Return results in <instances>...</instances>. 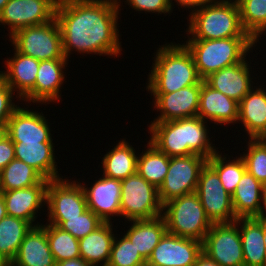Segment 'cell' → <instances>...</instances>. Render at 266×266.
I'll use <instances>...</instances> for the list:
<instances>
[{
	"label": "cell",
	"instance_id": "6da1fadb",
	"mask_svg": "<svg viewBox=\"0 0 266 266\" xmlns=\"http://www.w3.org/2000/svg\"><path fill=\"white\" fill-rule=\"evenodd\" d=\"M119 9V5L108 0H58L55 18L66 59L72 51L99 56L120 55Z\"/></svg>",
	"mask_w": 266,
	"mask_h": 266
},
{
	"label": "cell",
	"instance_id": "7a4b0ae2",
	"mask_svg": "<svg viewBox=\"0 0 266 266\" xmlns=\"http://www.w3.org/2000/svg\"><path fill=\"white\" fill-rule=\"evenodd\" d=\"M205 123L199 116L152 122L148 126L152 134L149 141L169 157L197 154L209 159L217 150L210 142Z\"/></svg>",
	"mask_w": 266,
	"mask_h": 266
},
{
	"label": "cell",
	"instance_id": "3957f363",
	"mask_svg": "<svg viewBox=\"0 0 266 266\" xmlns=\"http://www.w3.org/2000/svg\"><path fill=\"white\" fill-rule=\"evenodd\" d=\"M156 52L146 90L151 94H169L190 85L201 84L191 52L184 44H166Z\"/></svg>",
	"mask_w": 266,
	"mask_h": 266
},
{
	"label": "cell",
	"instance_id": "277c9868",
	"mask_svg": "<svg viewBox=\"0 0 266 266\" xmlns=\"http://www.w3.org/2000/svg\"><path fill=\"white\" fill-rule=\"evenodd\" d=\"M190 13L188 39L250 37L242 27L236 0H212Z\"/></svg>",
	"mask_w": 266,
	"mask_h": 266
},
{
	"label": "cell",
	"instance_id": "5b68a950",
	"mask_svg": "<svg viewBox=\"0 0 266 266\" xmlns=\"http://www.w3.org/2000/svg\"><path fill=\"white\" fill-rule=\"evenodd\" d=\"M183 44L191 52L198 74L204 80L213 72L242 62L256 42L251 37H232L188 39Z\"/></svg>",
	"mask_w": 266,
	"mask_h": 266
},
{
	"label": "cell",
	"instance_id": "8992f818",
	"mask_svg": "<svg viewBox=\"0 0 266 266\" xmlns=\"http://www.w3.org/2000/svg\"><path fill=\"white\" fill-rule=\"evenodd\" d=\"M167 232L203 242L213 223L196 192L174 198L162 206Z\"/></svg>",
	"mask_w": 266,
	"mask_h": 266
},
{
	"label": "cell",
	"instance_id": "52a82bcc",
	"mask_svg": "<svg viewBox=\"0 0 266 266\" xmlns=\"http://www.w3.org/2000/svg\"><path fill=\"white\" fill-rule=\"evenodd\" d=\"M9 38L14 50L38 61L66 59L56 18L46 24L21 28Z\"/></svg>",
	"mask_w": 266,
	"mask_h": 266
},
{
	"label": "cell",
	"instance_id": "ba28073f",
	"mask_svg": "<svg viewBox=\"0 0 266 266\" xmlns=\"http://www.w3.org/2000/svg\"><path fill=\"white\" fill-rule=\"evenodd\" d=\"M158 189L137 172L121 180V217L128 221L152 219L162 215Z\"/></svg>",
	"mask_w": 266,
	"mask_h": 266
},
{
	"label": "cell",
	"instance_id": "9c48e42d",
	"mask_svg": "<svg viewBox=\"0 0 266 266\" xmlns=\"http://www.w3.org/2000/svg\"><path fill=\"white\" fill-rule=\"evenodd\" d=\"M206 163L207 158L197 154L170 157L168 172L158 189L161 204L196 192L201 169Z\"/></svg>",
	"mask_w": 266,
	"mask_h": 266
},
{
	"label": "cell",
	"instance_id": "30bf717a",
	"mask_svg": "<svg viewBox=\"0 0 266 266\" xmlns=\"http://www.w3.org/2000/svg\"><path fill=\"white\" fill-rule=\"evenodd\" d=\"M196 193L212 223L236 221L232 196L225 190L219 175L208 163L201 169Z\"/></svg>",
	"mask_w": 266,
	"mask_h": 266
},
{
	"label": "cell",
	"instance_id": "8fae6325",
	"mask_svg": "<svg viewBox=\"0 0 266 266\" xmlns=\"http://www.w3.org/2000/svg\"><path fill=\"white\" fill-rule=\"evenodd\" d=\"M203 252L220 266H244L239 224L213 223L203 241Z\"/></svg>",
	"mask_w": 266,
	"mask_h": 266
},
{
	"label": "cell",
	"instance_id": "7c38bea8",
	"mask_svg": "<svg viewBox=\"0 0 266 266\" xmlns=\"http://www.w3.org/2000/svg\"><path fill=\"white\" fill-rule=\"evenodd\" d=\"M58 0H9L0 13V23L10 28L9 36L17 30L46 24L55 18Z\"/></svg>",
	"mask_w": 266,
	"mask_h": 266
},
{
	"label": "cell",
	"instance_id": "4fadbf2b",
	"mask_svg": "<svg viewBox=\"0 0 266 266\" xmlns=\"http://www.w3.org/2000/svg\"><path fill=\"white\" fill-rule=\"evenodd\" d=\"M46 204L49 218H74L88 209L80 181L62 178L49 180Z\"/></svg>",
	"mask_w": 266,
	"mask_h": 266
},
{
	"label": "cell",
	"instance_id": "5bb4252c",
	"mask_svg": "<svg viewBox=\"0 0 266 266\" xmlns=\"http://www.w3.org/2000/svg\"><path fill=\"white\" fill-rule=\"evenodd\" d=\"M203 242L166 232L146 261V266H193Z\"/></svg>",
	"mask_w": 266,
	"mask_h": 266
},
{
	"label": "cell",
	"instance_id": "9a60e30c",
	"mask_svg": "<svg viewBox=\"0 0 266 266\" xmlns=\"http://www.w3.org/2000/svg\"><path fill=\"white\" fill-rule=\"evenodd\" d=\"M201 84L190 85L169 94H151L154 108L160 111L153 122H166L198 115Z\"/></svg>",
	"mask_w": 266,
	"mask_h": 266
},
{
	"label": "cell",
	"instance_id": "2e32d148",
	"mask_svg": "<svg viewBox=\"0 0 266 266\" xmlns=\"http://www.w3.org/2000/svg\"><path fill=\"white\" fill-rule=\"evenodd\" d=\"M49 127L42 112L18 106L7 122L5 134L12 142L53 143Z\"/></svg>",
	"mask_w": 266,
	"mask_h": 266
},
{
	"label": "cell",
	"instance_id": "e0dca14e",
	"mask_svg": "<svg viewBox=\"0 0 266 266\" xmlns=\"http://www.w3.org/2000/svg\"><path fill=\"white\" fill-rule=\"evenodd\" d=\"M91 186L82 185L87 207L103 222H111V216H121V180L102 175Z\"/></svg>",
	"mask_w": 266,
	"mask_h": 266
},
{
	"label": "cell",
	"instance_id": "ac0fdd59",
	"mask_svg": "<svg viewBox=\"0 0 266 266\" xmlns=\"http://www.w3.org/2000/svg\"><path fill=\"white\" fill-rule=\"evenodd\" d=\"M67 59L40 61L34 88L22 99L26 102L48 103L59 100ZM60 94V95H59Z\"/></svg>",
	"mask_w": 266,
	"mask_h": 266
},
{
	"label": "cell",
	"instance_id": "d6986e66",
	"mask_svg": "<svg viewBox=\"0 0 266 266\" xmlns=\"http://www.w3.org/2000/svg\"><path fill=\"white\" fill-rule=\"evenodd\" d=\"M48 183L49 180L43 179L34 186L11 191H0L4 198L7 214L34 225L33 222L37 218L38 210L46 204Z\"/></svg>",
	"mask_w": 266,
	"mask_h": 266
},
{
	"label": "cell",
	"instance_id": "ffe728a7",
	"mask_svg": "<svg viewBox=\"0 0 266 266\" xmlns=\"http://www.w3.org/2000/svg\"><path fill=\"white\" fill-rule=\"evenodd\" d=\"M246 61L244 59L238 64L227 66L217 72H213L204 81L213 89L220 91L239 103L253 88L250 64Z\"/></svg>",
	"mask_w": 266,
	"mask_h": 266
},
{
	"label": "cell",
	"instance_id": "44dd1931",
	"mask_svg": "<svg viewBox=\"0 0 266 266\" xmlns=\"http://www.w3.org/2000/svg\"><path fill=\"white\" fill-rule=\"evenodd\" d=\"M11 266H56L47 238V225L33 226L22 241Z\"/></svg>",
	"mask_w": 266,
	"mask_h": 266
},
{
	"label": "cell",
	"instance_id": "7402d4cb",
	"mask_svg": "<svg viewBox=\"0 0 266 266\" xmlns=\"http://www.w3.org/2000/svg\"><path fill=\"white\" fill-rule=\"evenodd\" d=\"M238 105L235 100L213 89L204 80L201 83L198 115L214 124H230L238 121Z\"/></svg>",
	"mask_w": 266,
	"mask_h": 266
},
{
	"label": "cell",
	"instance_id": "603a6c76",
	"mask_svg": "<svg viewBox=\"0 0 266 266\" xmlns=\"http://www.w3.org/2000/svg\"><path fill=\"white\" fill-rule=\"evenodd\" d=\"M252 88L238 105V121L247 131L248 139L266 138V90Z\"/></svg>",
	"mask_w": 266,
	"mask_h": 266
},
{
	"label": "cell",
	"instance_id": "cb8c5ba5",
	"mask_svg": "<svg viewBox=\"0 0 266 266\" xmlns=\"http://www.w3.org/2000/svg\"><path fill=\"white\" fill-rule=\"evenodd\" d=\"M5 62L7 71H0V75L22 100L34 88L40 61L15 50L13 58Z\"/></svg>",
	"mask_w": 266,
	"mask_h": 266
},
{
	"label": "cell",
	"instance_id": "d4e9b609",
	"mask_svg": "<svg viewBox=\"0 0 266 266\" xmlns=\"http://www.w3.org/2000/svg\"><path fill=\"white\" fill-rule=\"evenodd\" d=\"M15 159L34 168L44 179L61 178L57 171L53 143L13 142Z\"/></svg>",
	"mask_w": 266,
	"mask_h": 266
},
{
	"label": "cell",
	"instance_id": "484cf974",
	"mask_svg": "<svg viewBox=\"0 0 266 266\" xmlns=\"http://www.w3.org/2000/svg\"><path fill=\"white\" fill-rule=\"evenodd\" d=\"M240 237L242 241V250L244 266H266V247L263 237V218H237Z\"/></svg>",
	"mask_w": 266,
	"mask_h": 266
},
{
	"label": "cell",
	"instance_id": "4316f807",
	"mask_svg": "<svg viewBox=\"0 0 266 266\" xmlns=\"http://www.w3.org/2000/svg\"><path fill=\"white\" fill-rule=\"evenodd\" d=\"M112 227V222H104L95 231L79 239L80 257L92 266H107L115 238Z\"/></svg>",
	"mask_w": 266,
	"mask_h": 266
},
{
	"label": "cell",
	"instance_id": "83f0119b",
	"mask_svg": "<svg viewBox=\"0 0 266 266\" xmlns=\"http://www.w3.org/2000/svg\"><path fill=\"white\" fill-rule=\"evenodd\" d=\"M133 221V222H132ZM132 226L124 234L147 261L160 239L167 232L163 216L152 219L131 220Z\"/></svg>",
	"mask_w": 266,
	"mask_h": 266
},
{
	"label": "cell",
	"instance_id": "f1b7e54d",
	"mask_svg": "<svg viewBox=\"0 0 266 266\" xmlns=\"http://www.w3.org/2000/svg\"><path fill=\"white\" fill-rule=\"evenodd\" d=\"M261 200L262 183L246 171L232 195L235 217H260Z\"/></svg>",
	"mask_w": 266,
	"mask_h": 266
},
{
	"label": "cell",
	"instance_id": "f546056e",
	"mask_svg": "<svg viewBox=\"0 0 266 266\" xmlns=\"http://www.w3.org/2000/svg\"><path fill=\"white\" fill-rule=\"evenodd\" d=\"M139 155L125 140L118 141L114 148L102 158L103 175L109 178L124 180L137 171Z\"/></svg>",
	"mask_w": 266,
	"mask_h": 266
},
{
	"label": "cell",
	"instance_id": "4dcf8cb0",
	"mask_svg": "<svg viewBox=\"0 0 266 266\" xmlns=\"http://www.w3.org/2000/svg\"><path fill=\"white\" fill-rule=\"evenodd\" d=\"M142 155H138L137 173L157 189L163 184L169 168L170 157L150 141Z\"/></svg>",
	"mask_w": 266,
	"mask_h": 266
},
{
	"label": "cell",
	"instance_id": "1f68e13d",
	"mask_svg": "<svg viewBox=\"0 0 266 266\" xmlns=\"http://www.w3.org/2000/svg\"><path fill=\"white\" fill-rule=\"evenodd\" d=\"M38 225L41 224L32 225L23 219L5 216L0 221V252L12 262L26 234Z\"/></svg>",
	"mask_w": 266,
	"mask_h": 266
},
{
	"label": "cell",
	"instance_id": "d6a6232c",
	"mask_svg": "<svg viewBox=\"0 0 266 266\" xmlns=\"http://www.w3.org/2000/svg\"><path fill=\"white\" fill-rule=\"evenodd\" d=\"M44 178L30 165L13 159L0 171V191H11L39 184Z\"/></svg>",
	"mask_w": 266,
	"mask_h": 266
},
{
	"label": "cell",
	"instance_id": "836d02e7",
	"mask_svg": "<svg viewBox=\"0 0 266 266\" xmlns=\"http://www.w3.org/2000/svg\"><path fill=\"white\" fill-rule=\"evenodd\" d=\"M236 1L243 29L257 43L260 35L266 34V0Z\"/></svg>",
	"mask_w": 266,
	"mask_h": 266
},
{
	"label": "cell",
	"instance_id": "e575fe53",
	"mask_svg": "<svg viewBox=\"0 0 266 266\" xmlns=\"http://www.w3.org/2000/svg\"><path fill=\"white\" fill-rule=\"evenodd\" d=\"M226 159L227 157H225V155L222 157V155L216 151L207 159V163L217 172L221 184L232 196L242 175L246 172V166L241 156L231 161L230 159Z\"/></svg>",
	"mask_w": 266,
	"mask_h": 266
},
{
	"label": "cell",
	"instance_id": "d590c367",
	"mask_svg": "<svg viewBox=\"0 0 266 266\" xmlns=\"http://www.w3.org/2000/svg\"><path fill=\"white\" fill-rule=\"evenodd\" d=\"M47 238L56 263L80 257L79 240L69 232L47 224Z\"/></svg>",
	"mask_w": 266,
	"mask_h": 266
},
{
	"label": "cell",
	"instance_id": "8d00e7d4",
	"mask_svg": "<svg viewBox=\"0 0 266 266\" xmlns=\"http://www.w3.org/2000/svg\"><path fill=\"white\" fill-rule=\"evenodd\" d=\"M49 224L58 226L63 231L69 232L76 239H81L95 231L104 222L87 209L84 213L74 218H48Z\"/></svg>",
	"mask_w": 266,
	"mask_h": 266
},
{
	"label": "cell",
	"instance_id": "74e56055",
	"mask_svg": "<svg viewBox=\"0 0 266 266\" xmlns=\"http://www.w3.org/2000/svg\"><path fill=\"white\" fill-rule=\"evenodd\" d=\"M247 146V153L241 156L246 171L263 184L266 182V139H249Z\"/></svg>",
	"mask_w": 266,
	"mask_h": 266
},
{
	"label": "cell",
	"instance_id": "f35d334b",
	"mask_svg": "<svg viewBox=\"0 0 266 266\" xmlns=\"http://www.w3.org/2000/svg\"><path fill=\"white\" fill-rule=\"evenodd\" d=\"M114 238L107 266H146V260L140 255L134 244L124 235Z\"/></svg>",
	"mask_w": 266,
	"mask_h": 266
},
{
	"label": "cell",
	"instance_id": "ab89813d",
	"mask_svg": "<svg viewBox=\"0 0 266 266\" xmlns=\"http://www.w3.org/2000/svg\"><path fill=\"white\" fill-rule=\"evenodd\" d=\"M13 90L5 83L0 75V126H6L14 110L18 107L13 100Z\"/></svg>",
	"mask_w": 266,
	"mask_h": 266
},
{
	"label": "cell",
	"instance_id": "60d3db41",
	"mask_svg": "<svg viewBox=\"0 0 266 266\" xmlns=\"http://www.w3.org/2000/svg\"><path fill=\"white\" fill-rule=\"evenodd\" d=\"M128 5L136 11H146L149 13L169 14L171 11L168 0H126Z\"/></svg>",
	"mask_w": 266,
	"mask_h": 266
},
{
	"label": "cell",
	"instance_id": "b9f144b4",
	"mask_svg": "<svg viewBox=\"0 0 266 266\" xmlns=\"http://www.w3.org/2000/svg\"><path fill=\"white\" fill-rule=\"evenodd\" d=\"M13 159H15L14 143L4 134L0 138V171Z\"/></svg>",
	"mask_w": 266,
	"mask_h": 266
},
{
	"label": "cell",
	"instance_id": "7bdbcfd3",
	"mask_svg": "<svg viewBox=\"0 0 266 266\" xmlns=\"http://www.w3.org/2000/svg\"><path fill=\"white\" fill-rule=\"evenodd\" d=\"M174 1L177 3L178 6H181V8L183 6L186 9L188 8V10L190 8L192 11V8L194 7L193 11H192V12H194V11L200 9L202 6L206 5L207 3L211 2L212 0H174ZM168 2L170 5V8L172 10L173 9L172 4L174 2H172V0H168Z\"/></svg>",
	"mask_w": 266,
	"mask_h": 266
},
{
	"label": "cell",
	"instance_id": "ee69618b",
	"mask_svg": "<svg viewBox=\"0 0 266 266\" xmlns=\"http://www.w3.org/2000/svg\"><path fill=\"white\" fill-rule=\"evenodd\" d=\"M193 266H220V265L202 251V253L198 256L196 263Z\"/></svg>",
	"mask_w": 266,
	"mask_h": 266
},
{
	"label": "cell",
	"instance_id": "f6af8a7d",
	"mask_svg": "<svg viewBox=\"0 0 266 266\" xmlns=\"http://www.w3.org/2000/svg\"><path fill=\"white\" fill-rule=\"evenodd\" d=\"M56 266H92L90 263H87L84 259L81 257L70 259V260H64L61 262L56 263Z\"/></svg>",
	"mask_w": 266,
	"mask_h": 266
},
{
	"label": "cell",
	"instance_id": "bcb514c9",
	"mask_svg": "<svg viewBox=\"0 0 266 266\" xmlns=\"http://www.w3.org/2000/svg\"><path fill=\"white\" fill-rule=\"evenodd\" d=\"M260 208V217L266 218V182L262 184V200Z\"/></svg>",
	"mask_w": 266,
	"mask_h": 266
},
{
	"label": "cell",
	"instance_id": "7dc6e473",
	"mask_svg": "<svg viewBox=\"0 0 266 266\" xmlns=\"http://www.w3.org/2000/svg\"><path fill=\"white\" fill-rule=\"evenodd\" d=\"M7 209L5 207L4 198L2 193L0 192V221L7 216Z\"/></svg>",
	"mask_w": 266,
	"mask_h": 266
},
{
	"label": "cell",
	"instance_id": "c3c4849f",
	"mask_svg": "<svg viewBox=\"0 0 266 266\" xmlns=\"http://www.w3.org/2000/svg\"><path fill=\"white\" fill-rule=\"evenodd\" d=\"M0 266H11V261L0 252Z\"/></svg>",
	"mask_w": 266,
	"mask_h": 266
},
{
	"label": "cell",
	"instance_id": "681fc988",
	"mask_svg": "<svg viewBox=\"0 0 266 266\" xmlns=\"http://www.w3.org/2000/svg\"><path fill=\"white\" fill-rule=\"evenodd\" d=\"M263 237H264V244L266 247V218H263Z\"/></svg>",
	"mask_w": 266,
	"mask_h": 266
},
{
	"label": "cell",
	"instance_id": "f907efd6",
	"mask_svg": "<svg viewBox=\"0 0 266 266\" xmlns=\"http://www.w3.org/2000/svg\"><path fill=\"white\" fill-rule=\"evenodd\" d=\"M9 0H0V13L5 7V5L8 3Z\"/></svg>",
	"mask_w": 266,
	"mask_h": 266
},
{
	"label": "cell",
	"instance_id": "816d5d0a",
	"mask_svg": "<svg viewBox=\"0 0 266 266\" xmlns=\"http://www.w3.org/2000/svg\"><path fill=\"white\" fill-rule=\"evenodd\" d=\"M6 126H0V138L5 134Z\"/></svg>",
	"mask_w": 266,
	"mask_h": 266
},
{
	"label": "cell",
	"instance_id": "f5cc1de1",
	"mask_svg": "<svg viewBox=\"0 0 266 266\" xmlns=\"http://www.w3.org/2000/svg\"><path fill=\"white\" fill-rule=\"evenodd\" d=\"M109 2H111V3H114V4H117V5H119V7H120V3H121V1L120 0H108Z\"/></svg>",
	"mask_w": 266,
	"mask_h": 266
}]
</instances>
